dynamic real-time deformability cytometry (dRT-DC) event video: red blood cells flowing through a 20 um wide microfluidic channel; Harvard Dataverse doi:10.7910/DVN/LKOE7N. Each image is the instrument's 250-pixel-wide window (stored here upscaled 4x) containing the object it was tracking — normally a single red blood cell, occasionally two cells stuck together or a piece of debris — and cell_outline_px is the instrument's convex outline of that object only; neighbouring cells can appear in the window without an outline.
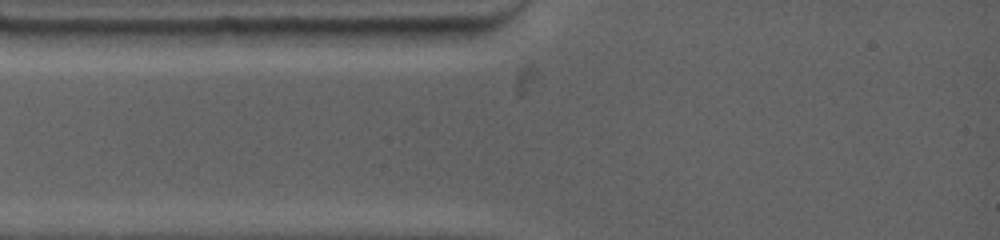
{"species": "common noctule bat (a hibernating species)", "species_latin": "Nyctalus noctula", "temperature_condition": "warm", "stored_images_in_passage": 1, "camera_frame_rate_fps": 4500, "um_per_image_px": 0.085, "animal": {"sex": "female", "body_mass_g": 19.0, "forearm_length_mm": 53.3}, "frame": {"image": 1, "passage_image": 1, "time_ms": 0.0, "image_size_px": [1000, 240], "cell_outline_px": [[172, 32], [144, 44], [60, 44], [32, 32], [68, 28], [148, 28]], "centroid_in_image_um": [8.73, 3.03], "position_along_channel_um": 76.3, "area_um2": 12.89}}